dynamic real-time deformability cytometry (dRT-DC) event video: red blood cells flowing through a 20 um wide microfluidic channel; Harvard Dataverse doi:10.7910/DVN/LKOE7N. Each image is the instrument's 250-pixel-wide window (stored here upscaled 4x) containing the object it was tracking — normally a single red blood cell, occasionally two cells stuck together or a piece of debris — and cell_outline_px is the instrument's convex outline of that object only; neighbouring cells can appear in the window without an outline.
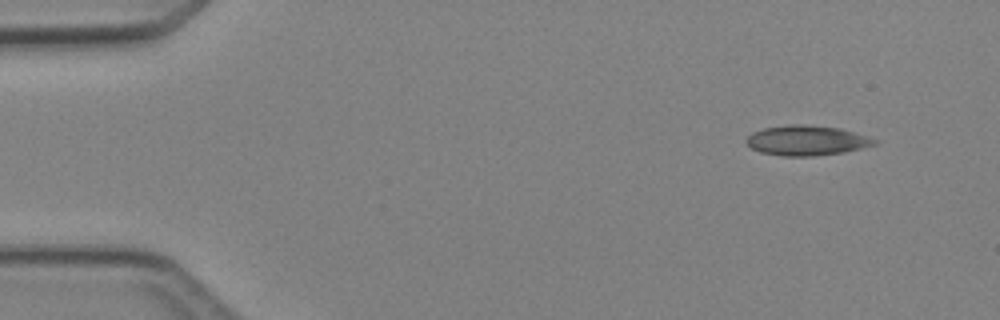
{"species": "Egyptian fruit bat (a non-hibernating species)", "species_latin": "Rousettus aegyptiacus", "temperature_condition": "cold", "stored_images_in_passage": 4, "camera_frame_rate_fps": 3000, "um_per_image_px": 0.085, "animal": {"sex": "female"}, "frame": {"image": 1, "passage_image": 1, "time_ms": 0.0, "image_size_px": [1000, 320], "cell_outline_px": [[880, 140], [876, 144], [844, 152], [812, 156], [780, 156], [760, 152], [752, 148], [744, 140], [752, 132], [764, 128], [788, 124], [804, 124], [840, 128]], "centroid_in_image_um": [68.55, 11.93], "position_along_channel_um": 16.5, "area_um2": 22.43}}
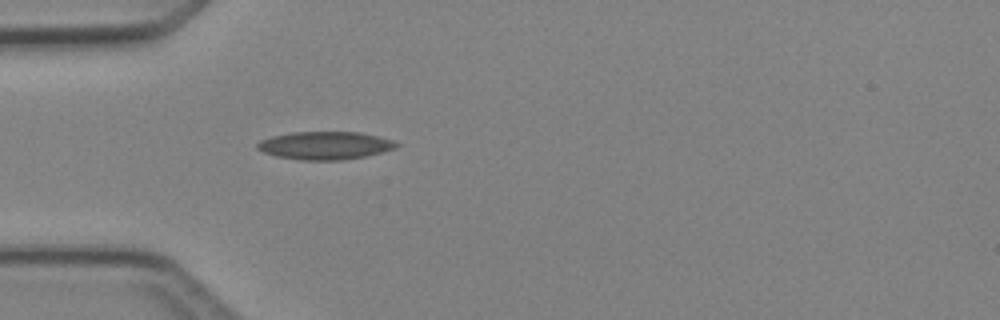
{"frame": {"image": 2, "passage_image": 4, "time_ms": 3.333, "image_size_px": [1000, 320], "cell_outline_px": [[400, 144], [396, 148], [364, 156], [344, 160], [300, 160], [276, 156], [264, 152], [256, 148], [256, 144], [260, 140], [272, 136], [292, 132], [360, 132], [392, 140]], "centroid_in_image_um": [27.6, 12.36], "position_along_channel_um": 57.4, "area_um2": 22.54}}